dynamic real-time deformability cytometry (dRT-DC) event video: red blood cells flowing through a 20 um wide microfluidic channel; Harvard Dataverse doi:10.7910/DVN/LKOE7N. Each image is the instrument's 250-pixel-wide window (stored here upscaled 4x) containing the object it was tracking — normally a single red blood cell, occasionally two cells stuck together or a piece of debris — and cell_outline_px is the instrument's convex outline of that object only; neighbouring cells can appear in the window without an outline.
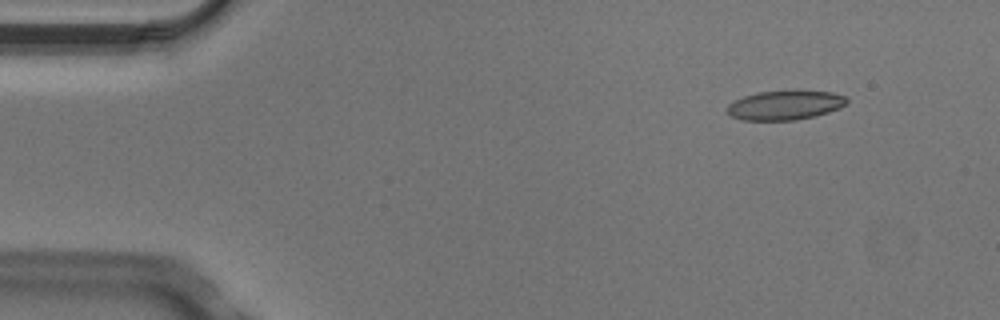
{"species": "Egyptian fruit bat (a non-hibernating species)", "species_latin": "Rousettus aegyptiacus", "temperature_condition": "cold", "stored_images_in_passage": 6, "camera_frame_rate_fps": 3000, "um_per_image_px": 0.085, "animal": {"sex": "male"}, "frame": {"image": 1, "passage_image": 1, "time_ms": 0.0, "image_size_px": [1000, 320], "cell_outline_px": [[848, 104], [840, 108], [816, 116], [796, 120], [744, 120], [732, 116], [728, 112], [728, 104], [732, 100], [744, 96], [760, 92], [796, 88], [832, 92], [848, 96]], "centroid_in_image_um": [66.81, 8.9], "position_along_channel_um": 18.2, "area_um2": 21.21}}
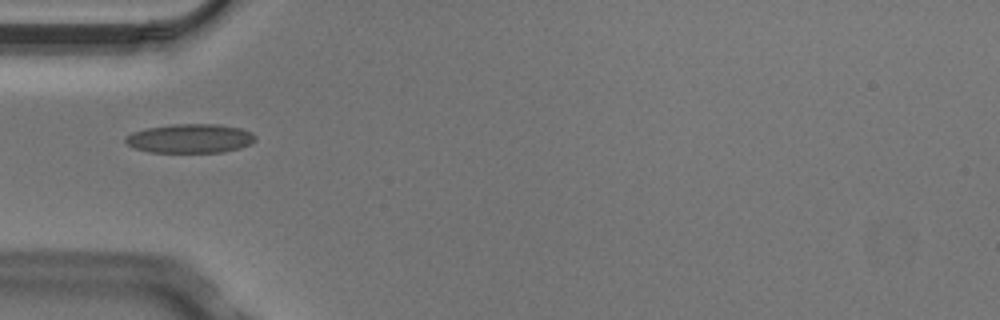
{"frame": {"image": 2, "passage_image": 4, "time_ms": 1.0, "image_size_px": [1000, 320], "cell_outline_px": [[256, 140], [240, 148], [224, 152], [148, 152], [136, 148], [128, 144], [124, 140], [124, 136], [132, 132], [148, 128], [172, 124], [216, 124], [240, 128], [252, 132], [256, 136]], "centroid_in_image_um": [16.16, 11.77], "position_along_channel_um": 68.8, "area_um2": 21.96}}
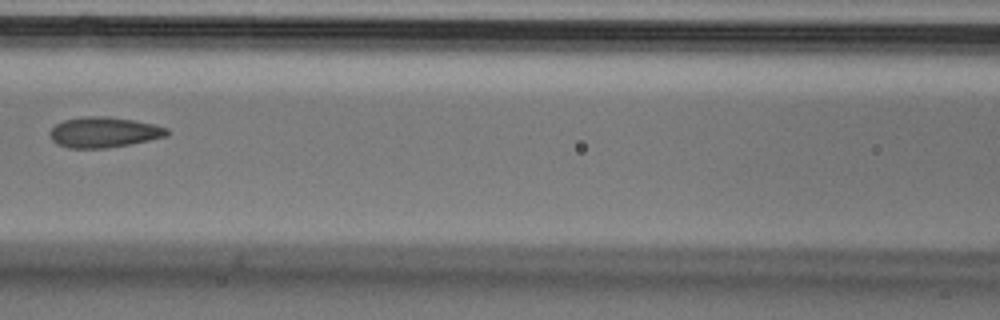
{"frame": {"image": 3, "passage_image": 6, "time_ms": 1.667, "image_size_px": [1000, 320], "cell_outline_px": [[172, 132], [168, 136], [128, 144], [104, 148], [68, 148], [56, 144], [52, 140], [48, 132], [56, 124], [64, 120], [80, 116], [104, 116], [132, 120], [156, 124], [168, 128]], "centroid_in_image_um": [8.83, 11.23], "position_along_channel_um": 157.8, "area_um2": 20.92}}